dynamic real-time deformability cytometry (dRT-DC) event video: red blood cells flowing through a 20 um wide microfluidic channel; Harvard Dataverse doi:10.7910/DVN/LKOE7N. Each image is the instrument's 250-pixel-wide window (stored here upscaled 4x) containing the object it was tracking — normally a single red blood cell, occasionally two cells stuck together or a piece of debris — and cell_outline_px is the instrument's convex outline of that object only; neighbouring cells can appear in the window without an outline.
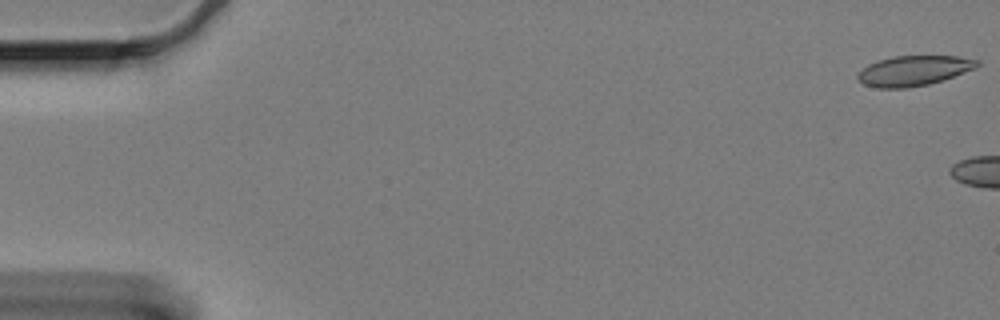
{"species": "Egyptian fruit bat (a non-hibernating species)", "species_latin": "Rousettus aegyptiacus", "temperature_condition": "cold", "stored_images_in_passage": 8, "camera_frame_rate_fps": 3000, "um_per_image_px": 0.085, "animal": {"sex": "female"}, "frame": {"image": 1, "passage_image": 1, "time_ms": 0.0, "image_size_px": [1000, 320], "cell_outline_px": [[980, 64], [976, 68], [944, 80], [928, 84], [908, 88], [876, 88], [864, 84], [856, 76], [868, 64], [880, 60], [896, 56], [956, 56], [980, 60]], "centroid_in_image_um": [77.71, 6.01], "position_along_channel_um": 7.3, "area_um2": 20.87}}